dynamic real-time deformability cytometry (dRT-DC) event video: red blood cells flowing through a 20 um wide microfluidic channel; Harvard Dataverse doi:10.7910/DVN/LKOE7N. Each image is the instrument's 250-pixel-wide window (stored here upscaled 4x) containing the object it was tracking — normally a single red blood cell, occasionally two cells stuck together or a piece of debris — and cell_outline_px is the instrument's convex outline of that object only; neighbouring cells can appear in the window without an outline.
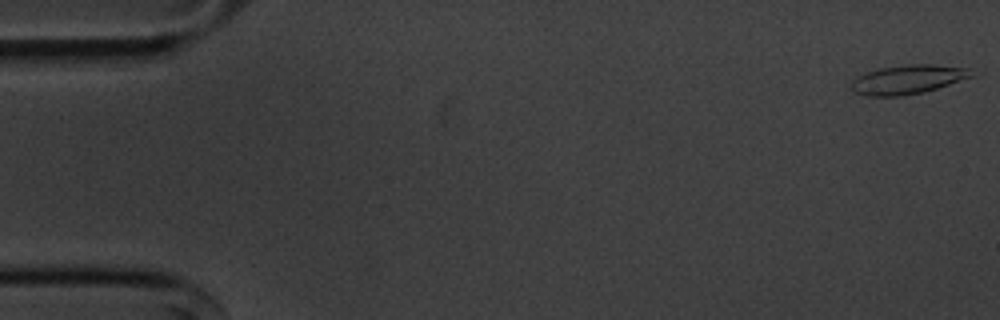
{"species": "common noctule bat (a hibernating species)", "species_latin": "Nyctalus noctula", "temperature_condition": "cold", "stored_images_in_passage": 9, "camera_frame_rate_fps": 3000, "um_per_image_px": 0.085, "animal": {"sex": "male", "body_mass_g": 20.1, "forearm_length_mm": 53.5}, "frame": {"image": 1, "passage_image": 1, "time_ms": 0.0, "image_size_px": [1000, 320], "cell_outline_px": [[976, 76], [924, 92], [904, 96], [868, 96], [856, 92], [852, 88], [852, 80], [856, 76], [880, 68], [912, 64], [932, 64], [968, 68]], "centroid_in_image_um": [77.2, 6.76], "position_along_channel_um": 7.8, "area_um2": 20.29}}